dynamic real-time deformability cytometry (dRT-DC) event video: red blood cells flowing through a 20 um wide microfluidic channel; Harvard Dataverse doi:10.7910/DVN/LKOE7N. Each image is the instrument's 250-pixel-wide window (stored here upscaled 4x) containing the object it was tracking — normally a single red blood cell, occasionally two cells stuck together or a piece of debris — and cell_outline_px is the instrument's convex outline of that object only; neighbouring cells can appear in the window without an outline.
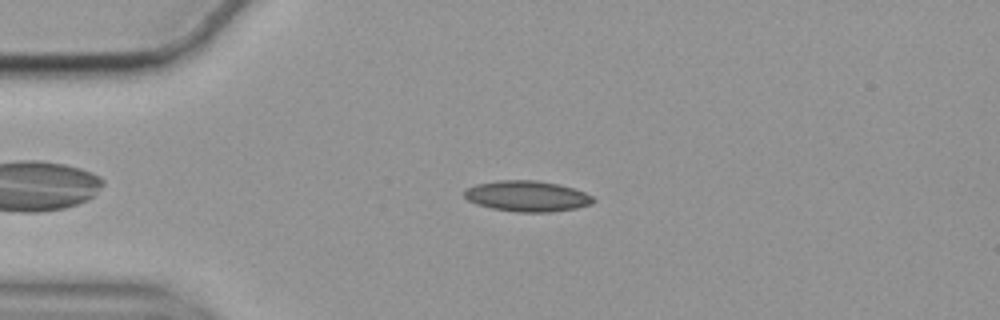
{"species": "common noctule bat (a hibernating species)", "species_latin": "Nyctalus noctula", "temperature_condition": "cold", "stored_images_in_passage": 56, "camera_frame_rate_fps": 3000, "um_per_image_px": 0.085, "animal": {"sex": "female", "body_mass_g": 19.9}, "frame": {"image": 1, "passage_image": 13, "time_ms": 4.0, "image_size_px": [1000, 320], "cell_outline_px": [[596, 200], [592, 204], [576, 208], [548, 212], [516, 212], [492, 208], [476, 204], [468, 200], [464, 196], [464, 192], [468, 188], [476, 184], [496, 180], [536, 180], [560, 184], [584, 192], [592, 196]], "centroid_in_image_um": [44.81, 16.67], "position_along_channel_um": 40.2, "area_um2": 23.12}}
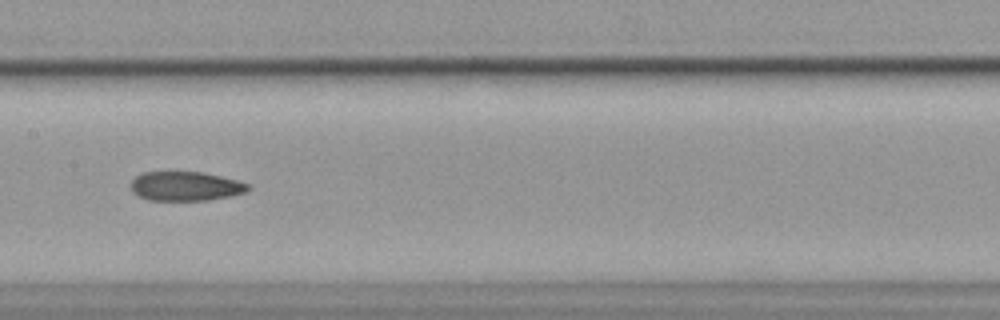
{"frame": {"image": 2, "passage_image": 28, "time_ms": 9.0, "image_size_px": [1000, 320], "cell_outline_px": [[252, 188], [248, 192], [208, 200], [148, 200], [132, 192], [128, 184], [136, 176], [144, 172], [204, 172], [252, 184]], "centroid_in_image_um": [15.79, 15.82], "position_along_channel_um": 191.6, "area_um2": 20.17}}
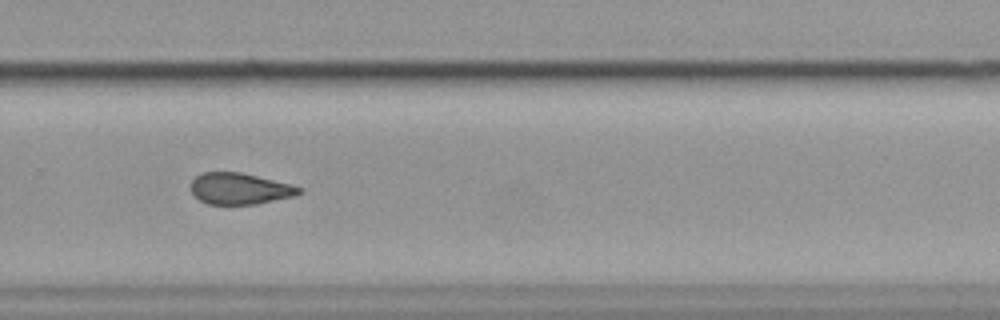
{"frame": {"image": 3, "passage_image": 38, "time_ms": 12.333, "image_size_px": [1000, 320], "cell_outline_px": [[304, 192], [296, 196], [256, 204], [208, 204], [200, 200], [192, 192], [192, 180], [200, 172], [240, 172], [292, 184], [304, 188]], "centroid_in_image_um": [20.44, 16.03], "position_along_channel_um": 309.4, "area_um2": 19.88}, "authors_computed_cell_mechanics": {"area_um2": 21.0103, "velocity_mm_per_s": 3.5429, "shape_relaxation_time_tau1_ms": null, "shape_relaxation_time_tau2_ms": 10.3252, "deformation_change_tau1": null, "deformation_change_tau2": 0.1984}}